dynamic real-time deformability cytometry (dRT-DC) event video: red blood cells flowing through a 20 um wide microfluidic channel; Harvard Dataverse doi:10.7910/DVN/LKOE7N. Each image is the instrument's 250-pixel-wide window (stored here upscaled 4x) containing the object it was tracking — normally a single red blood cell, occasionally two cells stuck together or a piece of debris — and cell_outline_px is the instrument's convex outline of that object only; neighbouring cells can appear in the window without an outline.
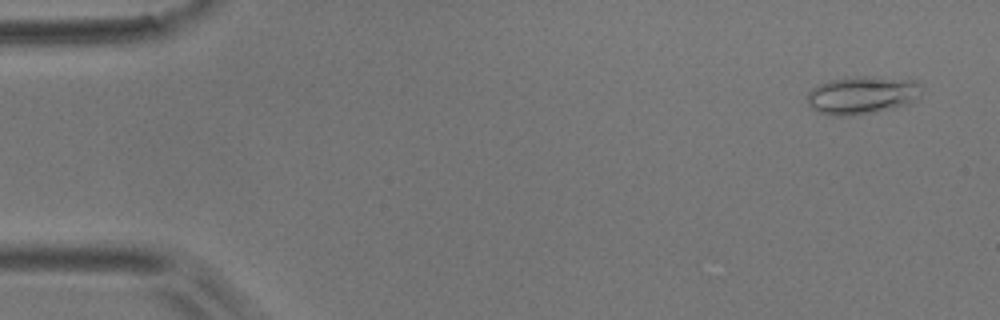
{"species": "common noctule bat (a hibernating species)", "species_latin": "Nyctalus noctula", "temperature_condition": "room temperature", "stored_images_in_passage": 54, "camera_frame_rate_fps": 3000, "um_per_image_px": 0.085, "animal": {"sex": "male", "body_mass_g": 17.9}, "frame": {"image": 1, "passage_image": 3, "time_ms": 0.667, "image_size_px": [1000, 320], "cell_outline_px": [[924, 88], [916, 100], [892, 108], [852, 116], [832, 116], [816, 112], [808, 104], [804, 96], [812, 88], [820, 84], [832, 80], [856, 76], [864, 76], [916, 80]], "centroid_in_image_um": [73.25, 8.09], "position_along_channel_um": 11.8, "area_um2": 25.43}}
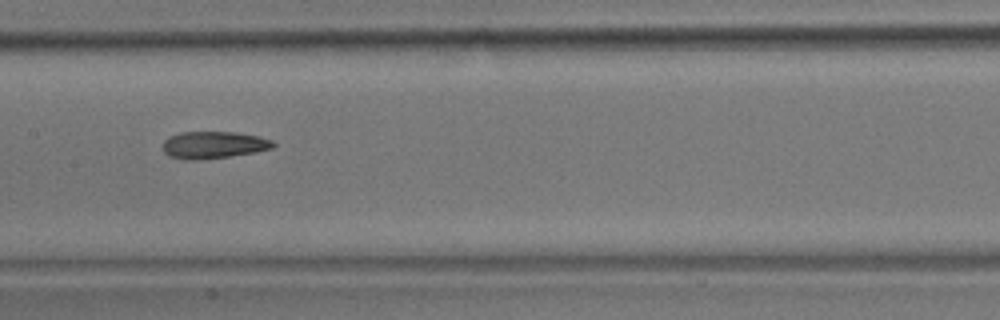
{"frame": {"image": 2, "passage_image": 27, "time_ms": 8.667, "image_size_px": [1000, 320], "cell_outline_px": [[276, 144], [272, 148], [256, 152], [200, 160], [184, 160], [168, 156], [164, 152], [164, 140], [180, 132], [236, 132], [260, 136], [272, 140]], "centroid_in_image_um": [18.17, 12.32], "position_along_channel_um": 189.2, "area_um2": 17.46}}
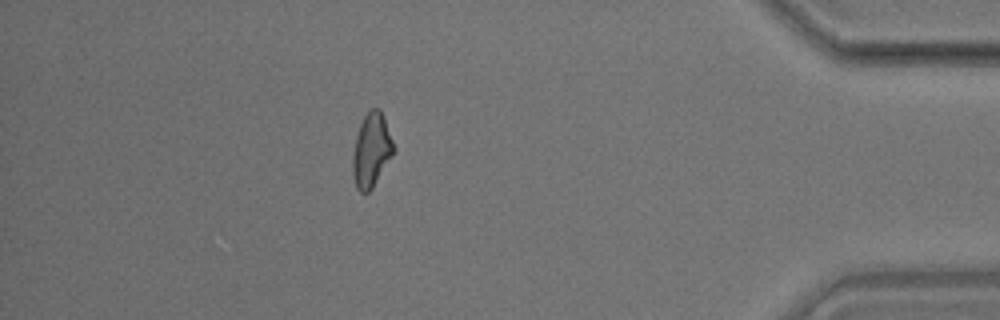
{"frame": {"image": 3, "passage_image": 48, "time_ms": 15.667, "image_size_px": [1000, 320], "cell_outline_px": [[396, 148], [372, 188], [368, 192], [360, 192], [356, 188], [352, 176], [352, 156], [356, 136], [360, 124], [364, 116], [372, 108], [380, 108]], "centroid_in_image_um": [31.55, 12.77], "position_along_channel_um": 403.6, "area_um2": 17.51}, "authors_computed_cell_mechanics": {"area_um2": 17.7446, "velocity_mm_per_s": 3.6858, "shape_relaxation_time_tau1_ms": null, "shape_relaxation_time_tau2_ms": 4.905, "deformation_change_tau1": null, "deformation_change_tau2": 0.1365}}